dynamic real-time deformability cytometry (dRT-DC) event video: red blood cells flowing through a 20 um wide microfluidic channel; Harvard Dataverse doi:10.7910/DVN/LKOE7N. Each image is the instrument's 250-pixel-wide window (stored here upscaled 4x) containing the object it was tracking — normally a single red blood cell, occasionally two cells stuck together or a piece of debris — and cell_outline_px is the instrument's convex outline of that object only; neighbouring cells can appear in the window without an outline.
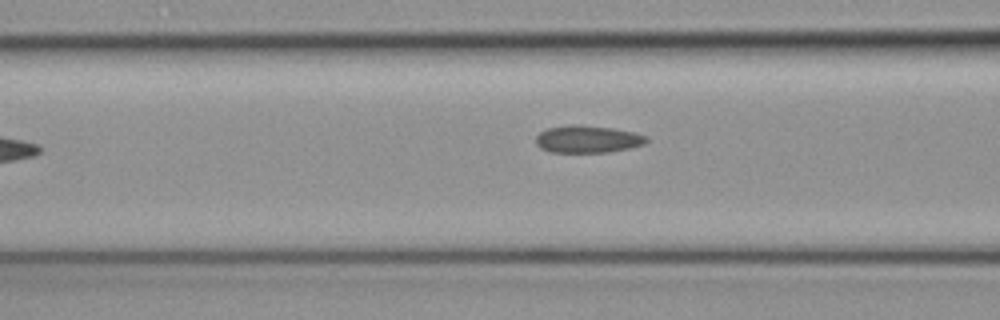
{"species": "common noctule bat (a hibernating species)", "species_latin": "Nyctalus noctula", "temperature_condition": "cold", "stored_images_in_passage": 5, "camera_frame_rate_fps": 3000, "um_per_image_px": 0.085, "animal": {"sex": "female", "body_mass_g": 19.3, "forearm_length_mm": 54.1}, "frame": {"image": 1, "passage_image": 4, "time_ms": 1.0, "image_size_px": [1000, 320], "cell_outline_px": [[648, 140], [644, 144], [628, 148], [608, 152], [552, 152], [540, 148], [536, 144], [536, 136], [540, 132], [548, 128], [612, 128], [632, 132], [648, 136]], "centroid_in_image_um": [49.98, 11.89], "position_along_channel_um": 116.6, "area_um2": 16.53}}
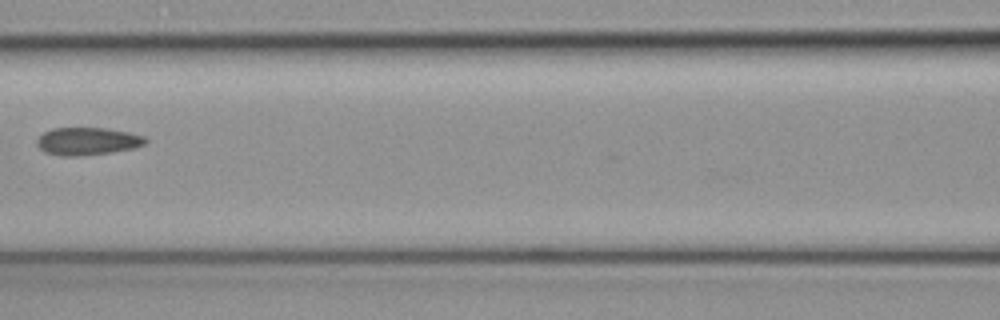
{"frame": {"image": 2, "passage_image": 5, "time_ms": 1.333, "image_size_px": [1000, 320], "cell_outline_px": [[148, 140], [144, 144], [132, 148], [112, 152], [76, 156], [60, 156], [44, 152], [36, 144], [36, 140], [44, 132], [52, 128], [104, 128], [128, 132], [144, 136]], "centroid_in_image_um": [7.4, 12.0], "position_along_channel_um": 159.2, "area_um2": 17.4}}